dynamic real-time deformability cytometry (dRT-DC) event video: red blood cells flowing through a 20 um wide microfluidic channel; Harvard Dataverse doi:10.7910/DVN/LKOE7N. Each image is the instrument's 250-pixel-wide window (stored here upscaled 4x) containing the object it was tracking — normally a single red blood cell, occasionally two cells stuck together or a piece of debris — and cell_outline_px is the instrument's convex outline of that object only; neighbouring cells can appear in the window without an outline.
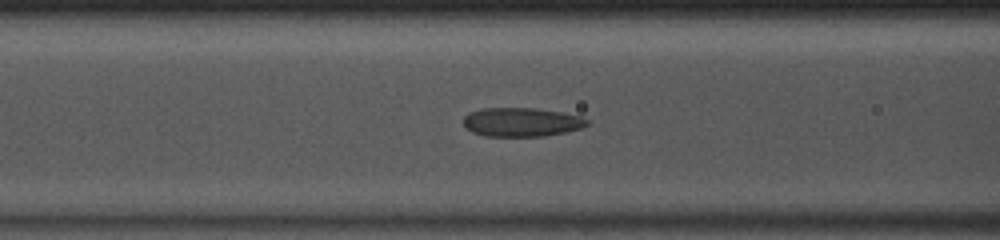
{"species": "common noctule bat (a hibernating species)", "species_latin": "Nyctalus noctula", "temperature_condition": "room temperature", "stored_images_in_passage": 42, "camera_frame_rate_fps": 3000, "um_per_image_px": 0.085, "animal": {"sex": "male", "body_mass_g": 13.0, "forearm_length_mm": 53.1}, "frame": {"image": 1, "passage_image": 13, "time_ms": 4.0, "image_size_px": [1000, 240], "cell_outline_px": [[588, 124], [580, 128], [564, 132], [544, 136], [484, 136], [472, 132], [464, 124], [464, 116], [468, 112], [484, 108], [536, 108], [560, 112], [580, 116], [588, 120]], "centroid_in_image_um": [44.3, 10.37], "position_along_channel_um": 122.3, "area_um2": 20.69}}
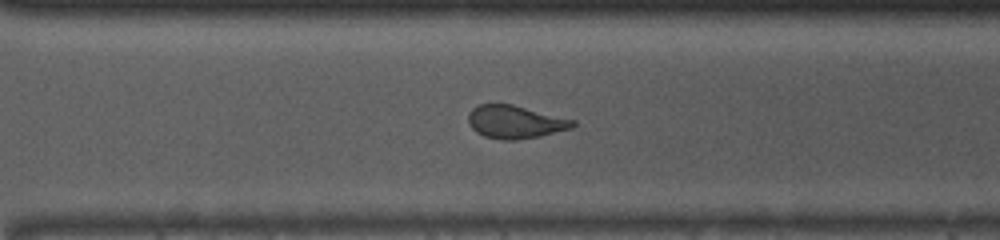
{"frame": {"image": 2, "passage_image": 28, "time_ms": 9.0, "image_size_px": [1000, 240], "cell_outline_px": [[576, 124], [572, 128], [540, 136], [516, 140], [504, 140], [484, 136], [476, 132], [468, 124], [468, 116], [472, 108], [480, 104], [512, 104], [576, 120]], "centroid_in_image_um": [43.79, 10.36], "position_along_channel_um": 326.8, "area_um2": 20.11}}
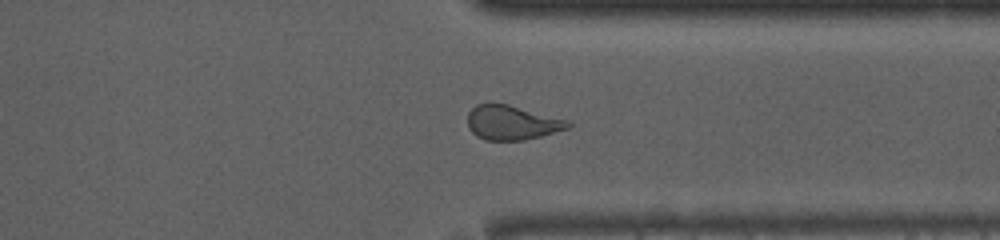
{"frame": {"image": 3, "passage_image": 31, "time_ms": 10.0, "image_size_px": [1000, 240], "cell_outline_px": [[572, 124], [568, 128], [540, 136], [524, 140], [484, 140], [476, 136], [468, 128], [468, 112], [476, 104], [508, 104], [568, 120]], "centroid_in_image_um": [43.49, 10.43], "position_along_channel_um": 367.9, "area_um2": 20.0}, "authors_computed_cell_mechanics": {"area_um2": 21.4149, "velocity_mm_per_s": 4.1005, "shape_relaxation_time_tau1_ms": null, "shape_relaxation_time_tau2_ms": 1.2605, "deformation_change_tau1": null, "deformation_change_tau2": 0.0831}}